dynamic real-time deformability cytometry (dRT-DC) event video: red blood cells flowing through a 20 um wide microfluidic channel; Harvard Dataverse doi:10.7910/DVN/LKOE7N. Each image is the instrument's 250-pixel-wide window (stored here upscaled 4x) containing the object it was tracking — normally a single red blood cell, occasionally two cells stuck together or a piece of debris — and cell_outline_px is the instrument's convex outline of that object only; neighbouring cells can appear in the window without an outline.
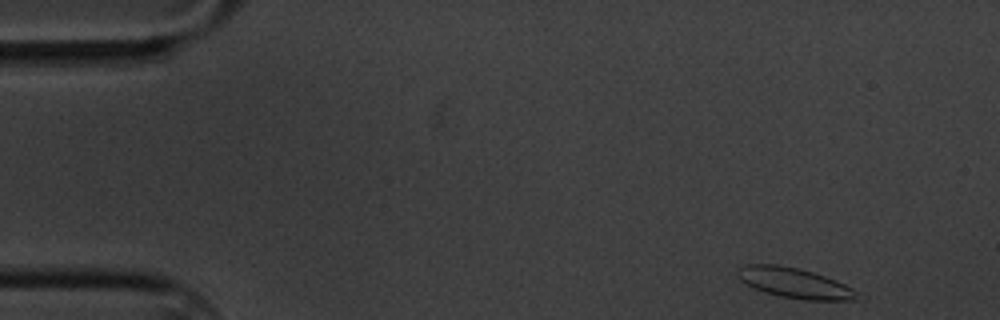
{"species": "common noctule bat (a hibernating species)", "species_latin": "Nyctalus noctula", "temperature_condition": "cold", "stored_images_in_passage": 56, "camera_frame_rate_fps": 3000, "um_per_image_px": 0.085, "animal": {"sex": "male", "body_mass_g": 20.1, "forearm_length_mm": 53.5}, "frame": {"image": 1, "passage_image": 1, "time_ms": 0.0, "image_size_px": [1000, 320], "cell_outline_px": [[856, 300], [804, 300], [780, 296], [764, 292], [752, 288], [740, 280], [736, 272], [744, 264], [780, 264], [812, 272], [836, 280], [852, 288], [856, 292]], "centroid_in_image_um": [67.48, 24.05], "position_along_channel_um": 17.5, "area_um2": 20.92}}
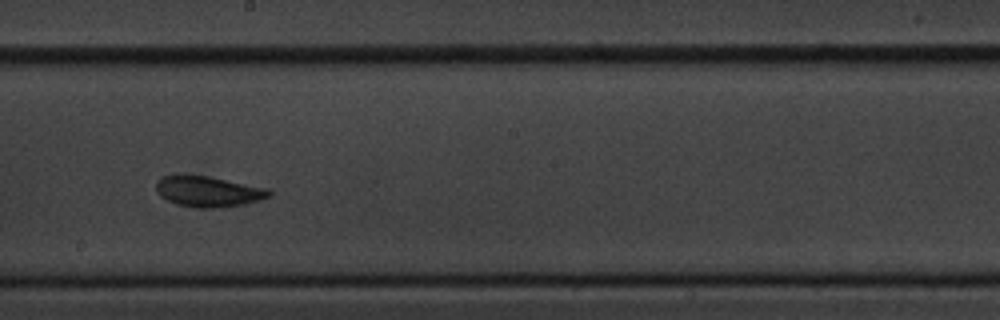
{"frame": {"image": 2, "passage_image": 29, "time_ms": 9.333, "image_size_px": [1000, 320], "cell_outline_px": [[272, 196], [260, 200], [244, 204], [212, 208], [196, 208], [176, 204], [160, 196], [156, 192], [156, 180], [160, 176], [208, 176], [268, 188], [272, 192]], "centroid_in_image_um": [17.71, 16.29], "position_along_channel_um": 230.5, "area_um2": 20.11}}
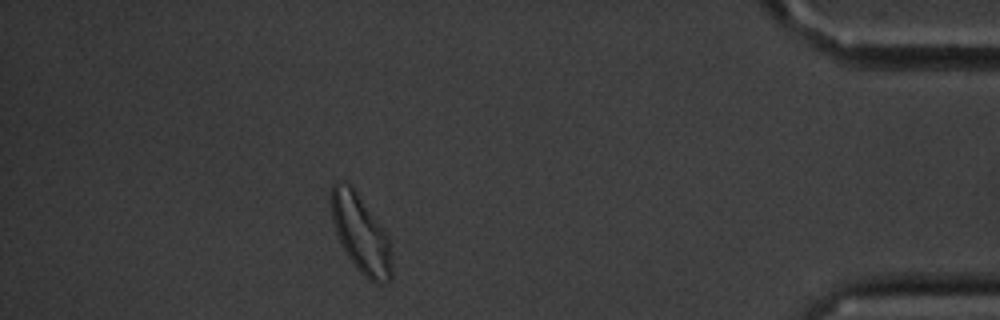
{"frame": {"image": 3, "passage_image": 49, "time_ms": 16.0, "image_size_px": [1000, 320], "cell_outline_px": [[392, 276], [388, 280], [380, 284], [376, 284], [368, 280], [356, 268], [348, 256], [336, 232], [332, 220], [328, 204], [332, 184], [336, 180], [344, 180], [352, 184], [384, 228], [388, 236], [392, 264]], "centroid_in_image_um": [30.63, 19.79], "position_along_channel_um": 404.6, "area_um2": 28.21}, "authors_computed_cell_mechanics": {"area_um2": 20.6346, "velocity_mm_per_s": 3.3109, "shape_relaxation_time_tau1_ms": 3.8663, "shape_relaxation_time_tau2_ms": 2.8197, "deformation_change_tau1": 0.1162, "deformation_change_tau2": 0.0806}}